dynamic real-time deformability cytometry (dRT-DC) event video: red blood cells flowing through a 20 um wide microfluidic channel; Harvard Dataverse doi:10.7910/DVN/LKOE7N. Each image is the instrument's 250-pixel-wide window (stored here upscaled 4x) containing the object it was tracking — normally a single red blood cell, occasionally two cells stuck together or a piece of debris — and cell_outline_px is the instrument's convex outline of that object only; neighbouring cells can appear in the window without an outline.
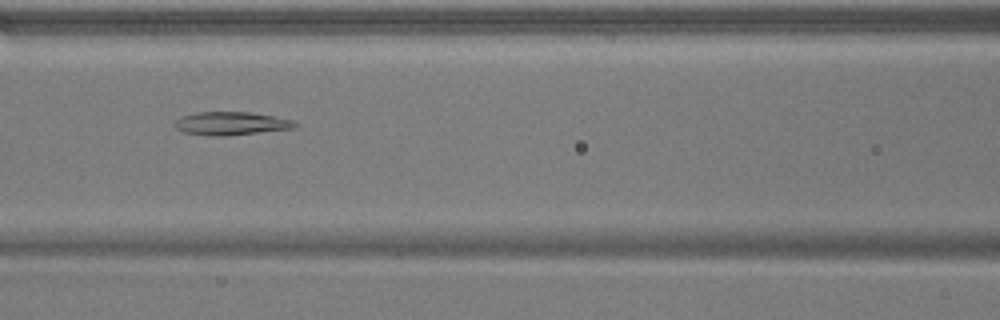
{"species": "common noctule bat (a hibernating species)", "species_latin": "Nyctalus noctula", "temperature_condition": "warm", "stored_images_in_passage": 45, "camera_frame_rate_fps": 3000, "um_per_image_px": 0.085, "animal": {"sex": "male", "body_mass_g": 17.9}, "frame": {"image": 1, "passage_image": 16, "time_ms": 5.0, "image_size_px": [1000, 320], "cell_outline_px": [[296, 124], [292, 128], [228, 136], [208, 136], [184, 132], [176, 128], [172, 124], [176, 120], [184, 116], [196, 112], [248, 112], [296, 120]], "centroid_in_image_um": [19.61, 10.5], "position_along_channel_um": 147.0, "area_um2": 16.18}}
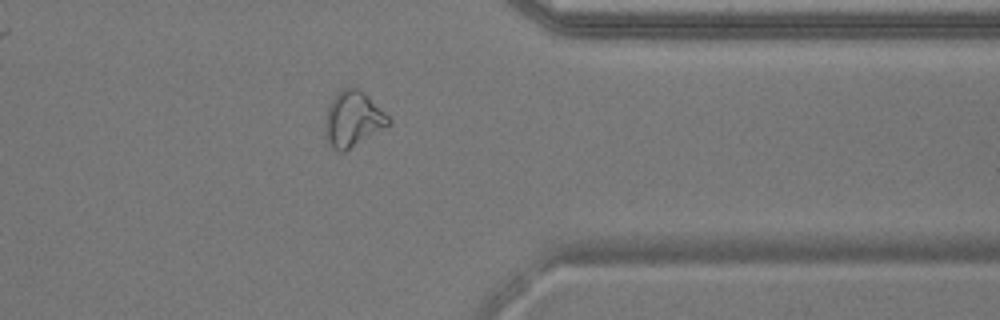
{"frame": {"image": 2, "passage_image": 35, "time_ms": 11.333, "image_size_px": [1000, 320], "cell_outline_px": [[392, 124], [344, 152], [340, 152], [332, 148], [328, 144], [324, 136], [324, 120], [328, 104], [340, 88], [360, 88], [392, 120]], "centroid_in_image_um": [29.96, 10.13], "position_along_channel_um": 381.4, "area_um2": 20.87}}
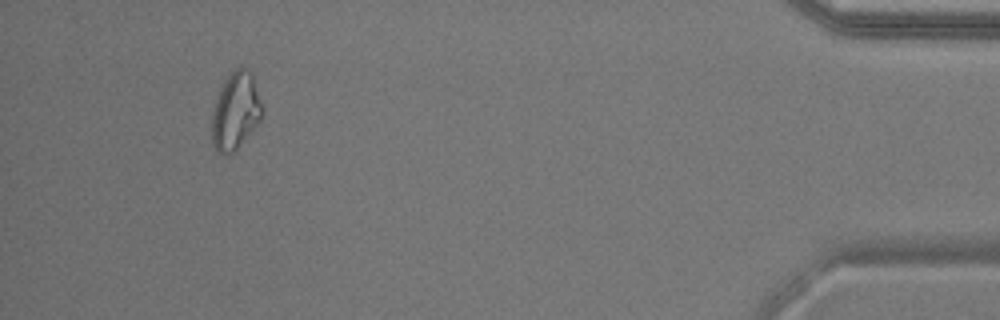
{"frame": {"image": 3, "passage_image": 42, "time_ms": 13.667, "image_size_px": [1000, 320], "cell_outline_px": [[264, 112], [260, 120], [240, 144], [228, 156], [216, 152], [212, 144], [212, 112], [216, 96], [224, 80], [240, 64], [252, 72], [264, 108]], "centroid_in_image_um": [20.02, 9.41], "position_along_channel_um": 415.2, "area_um2": 22.95}, "authors_computed_cell_mechanics": {"area_um2": 18.6116, "velocity_mm_per_s": 3.8357, "shape_relaxation_time_tau1_ms": null, "shape_relaxation_time_tau2_ms": 5.765, "deformation_change_tau1": null, "deformation_change_tau2": 0.1395}}